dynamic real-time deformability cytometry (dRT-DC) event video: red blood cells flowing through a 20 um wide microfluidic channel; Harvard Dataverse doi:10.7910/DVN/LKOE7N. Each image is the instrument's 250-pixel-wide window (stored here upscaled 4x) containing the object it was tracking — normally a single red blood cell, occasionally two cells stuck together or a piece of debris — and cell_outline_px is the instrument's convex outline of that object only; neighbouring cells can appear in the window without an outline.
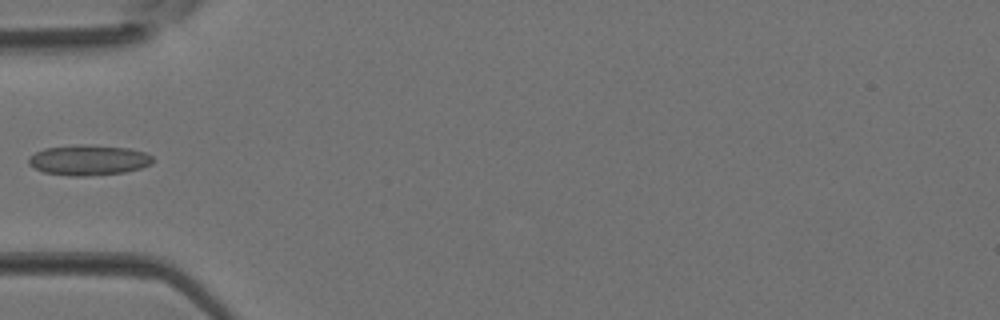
{"species": "Egyptian fruit bat (a non-hibernating species)", "species_latin": "Rousettus aegyptiacus", "temperature_condition": "room temperature", "stored_images_in_passage": 4, "camera_frame_rate_fps": 3000, "um_per_image_px": 0.085, "animal": {"sex": "female"}, "frame": {"image": 1, "passage_image": 4, "time_ms": 1.0, "image_size_px": [1000, 320], "cell_outline_px": [[156, 160], [152, 164], [140, 168], [124, 172], [88, 176], [68, 176], [44, 172], [28, 164], [28, 160], [36, 152], [44, 148], [84, 144], [92, 144], [128, 148], [144, 152], [152, 156]], "centroid_in_image_um": [7.57, 13.6], "position_along_channel_um": 77.4, "area_um2": 22.02}}